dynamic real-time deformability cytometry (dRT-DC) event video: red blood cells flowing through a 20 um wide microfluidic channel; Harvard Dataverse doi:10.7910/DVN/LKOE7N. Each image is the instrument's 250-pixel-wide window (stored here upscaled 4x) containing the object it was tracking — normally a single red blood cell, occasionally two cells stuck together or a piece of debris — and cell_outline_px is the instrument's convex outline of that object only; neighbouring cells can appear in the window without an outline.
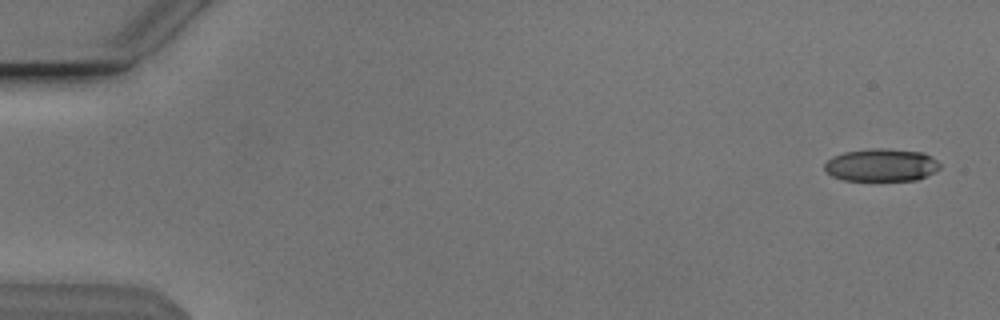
{"species": "Egyptian fruit bat (a non-hibernating species)", "species_latin": "Rousettus aegyptiacus", "temperature_condition": "cold", "stored_images_in_passage": 53, "camera_frame_rate_fps": 3000, "um_per_image_px": 0.085, "animal": {"sex": "male"}, "frame": {"image": 1, "passage_image": 2, "time_ms": 0.333, "image_size_px": [1000, 320], "cell_outline_px": [[940, 168], [936, 172], [916, 180], [844, 180], [832, 176], [824, 168], [824, 164], [832, 156], [844, 152], [872, 148], [888, 148], [924, 152], [936, 160], [940, 164]], "centroid_in_image_um": [74.93, 14.02], "position_along_channel_um": 10.1, "area_um2": 22.08}}
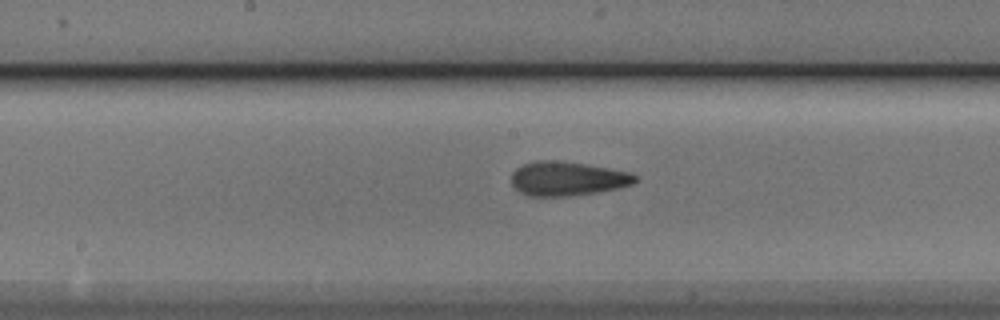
{"frame": {"image": 2, "passage_image": 28, "time_ms": 9.0, "image_size_px": [1000, 320], "cell_outline_px": [[636, 180], [632, 184], [616, 188], [596, 192], [568, 196], [528, 196], [520, 192], [512, 184], [512, 172], [516, 168], [524, 164], [536, 160], [556, 160], [584, 164], [632, 172], [636, 176]], "centroid_in_image_um": [48.2, 15.18], "position_along_channel_um": 200.0, "area_um2": 24.45}}
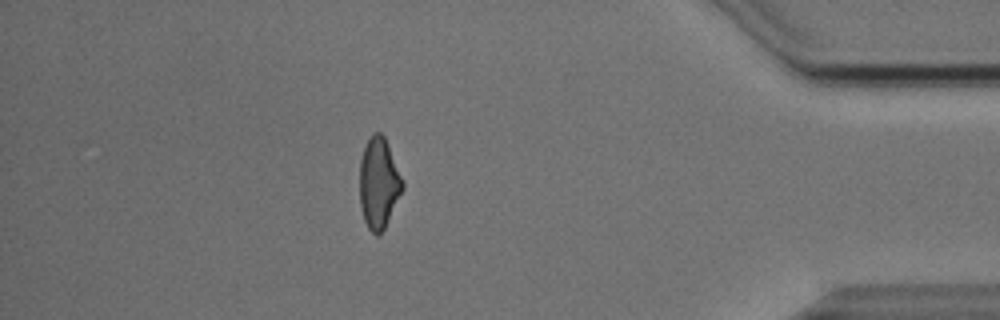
{"frame": {"image": 3, "passage_image": 47, "time_ms": 15.333, "image_size_px": [1000, 320], "cell_outline_px": [[404, 188], [384, 228], [376, 236], [368, 228], [364, 220], [360, 208], [360, 160], [364, 148], [372, 132], [380, 132], [384, 136], [388, 144], [404, 180]], "centroid_in_image_um": [32.2, 15.55], "position_along_channel_um": 403.0, "area_um2": 22.72}, "authors_computed_cell_mechanics": {"area_um2": 23.5824, "velocity_mm_per_s": 3.8451, "shape_relaxation_time_tau1_ms": 9.0518, "shape_relaxation_time_tau2_ms": 2.3429, "deformation_change_tau1": 0.2045, "deformation_change_tau2": 0.1097}}